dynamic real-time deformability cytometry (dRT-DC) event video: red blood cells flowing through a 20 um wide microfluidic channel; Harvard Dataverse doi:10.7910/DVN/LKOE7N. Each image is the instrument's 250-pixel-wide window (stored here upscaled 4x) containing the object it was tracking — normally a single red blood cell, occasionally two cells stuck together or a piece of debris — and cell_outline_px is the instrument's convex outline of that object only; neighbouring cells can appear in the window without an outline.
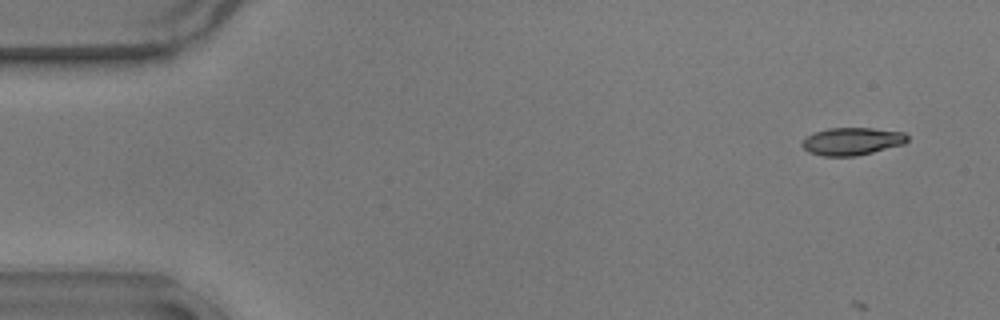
{"species": "common noctule bat (a hibernating species)", "species_latin": "Nyctalus noctula", "temperature_condition": "warm", "stored_images_in_passage": 17, "camera_frame_rate_fps": 3000, "um_per_image_px": 0.085, "animal": {"sex": "male", "body_mass_g": 17.9}, "frame": {"image": 1, "passage_image": 4, "time_ms": 1.0, "image_size_px": [1000, 320], "cell_outline_px": [[908, 140], [904, 144], [856, 156], [824, 156], [808, 152], [800, 144], [808, 136], [816, 132], [828, 128], [872, 128], [904, 132], [908, 136]], "centroid_in_image_um": [72.44, 12.01], "position_along_channel_um": 12.6, "area_um2": 16.82}}